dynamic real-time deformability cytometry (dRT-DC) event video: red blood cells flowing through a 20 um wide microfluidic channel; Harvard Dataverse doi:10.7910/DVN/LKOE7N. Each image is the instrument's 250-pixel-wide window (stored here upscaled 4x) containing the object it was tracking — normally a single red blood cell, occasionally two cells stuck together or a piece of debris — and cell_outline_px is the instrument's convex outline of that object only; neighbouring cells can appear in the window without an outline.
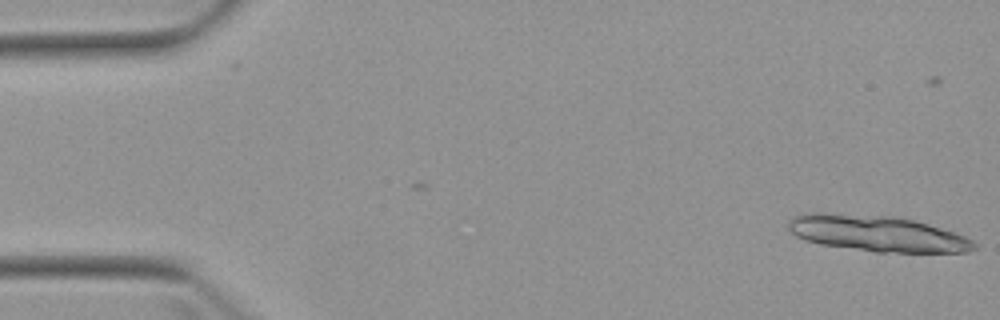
{"species": "Egyptian fruit bat (a non-hibernating species)", "species_latin": "Rousettus aegyptiacus", "temperature_condition": "warm", "stored_images_in_passage": 2, "camera_frame_rate_fps": 3000, "um_per_image_px": 0.085, "animal": {"sex": "female"}, "frame": {"image": 1, "passage_image": 2, "time_ms": 1.0, "image_size_px": [1000, 320], "cell_outline_px": [[976, 248], [968, 252], [876, 252], [820, 244], [804, 240], [796, 236], [788, 228], [788, 220], [796, 216], [816, 212], [820, 212], [892, 216], [912, 220], [956, 232], [972, 240], [976, 244]], "centroid_in_image_um": [74.55, 19.85], "position_along_channel_um": 10.4, "area_um2": 38.84}}